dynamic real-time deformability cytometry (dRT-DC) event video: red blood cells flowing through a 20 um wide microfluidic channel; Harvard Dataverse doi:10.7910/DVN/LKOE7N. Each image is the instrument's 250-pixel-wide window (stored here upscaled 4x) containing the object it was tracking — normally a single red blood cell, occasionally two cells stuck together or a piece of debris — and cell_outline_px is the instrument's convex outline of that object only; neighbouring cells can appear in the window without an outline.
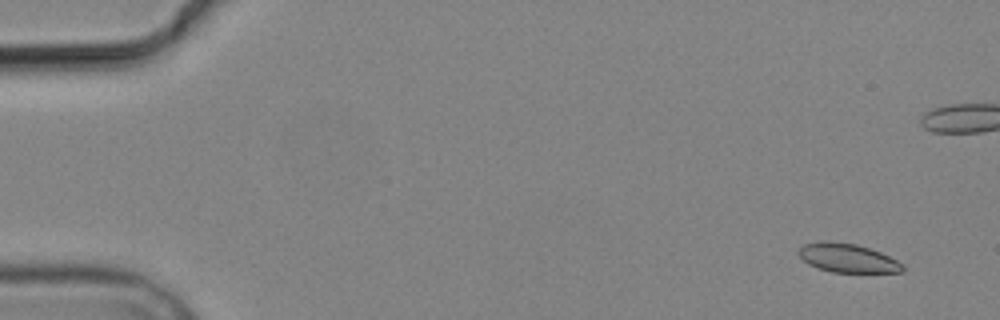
{"species": "common noctule bat (a hibernating species)", "species_latin": "Nyctalus noctula", "temperature_condition": "cold", "stored_images_in_passage": 8, "camera_frame_rate_fps": 3000, "um_per_image_px": 0.085, "animal": {"sex": "male", "body_mass_g": 19.2, "forearm_length_mm": 51.8}, "frame": {"image": 1, "passage_image": 1, "time_ms": 0.0, "image_size_px": [1000, 320], "cell_outline_px": [[904, 272], [832, 272], [808, 264], [796, 252], [804, 244], [820, 240], [828, 240], [856, 244], [880, 252], [904, 264]], "centroid_in_image_um": [72.03, 21.92], "position_along_channel_um": 13.0, "area_um2": 17.46}}
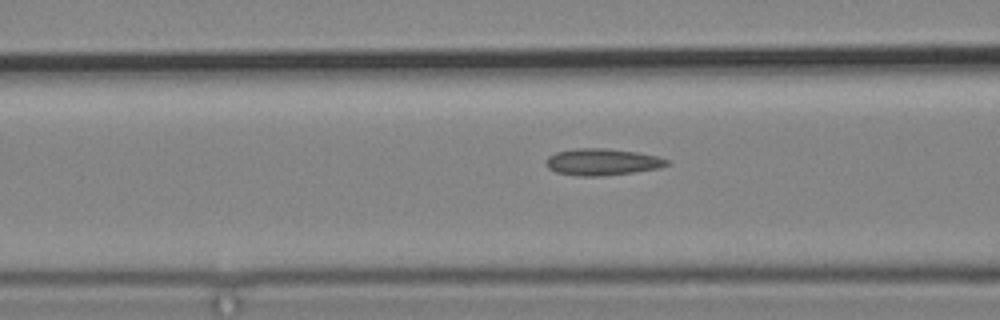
{"frame": {"image": 2, "passage_image": 7, "time_ms": 8.0, "image_size_px": [1000, 320], "cell_outline_px": [[672, 164], [660, 168], [632, 172], [600, 176], [580, 176], [556, 172], [548, 168], [544, 164], [544, 160], [548, 156], [556, 152], [576, 148], [604, 148], [636, 152], [656, 156], [668, 160]], "centroid_in_image_um": [51.16, 13.76], "position_along_channel_um": 115.4, "area_um2": 18.84}}
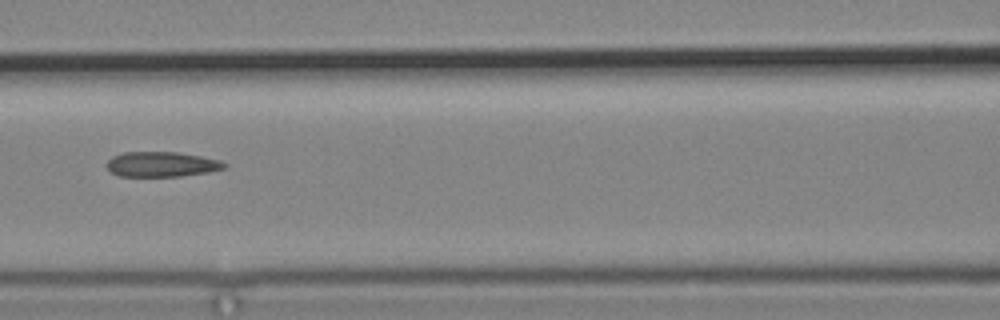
{"frame": {"image": 3, "passage_image": 8, "time_ms": 9.0, "image_size_px": [1000, 320], "cell_outline_px": [[228, 164], [224, 168], [208, 172], [180, 176], [120, 176], [112, 172], [104, 164], [112, 156], [124, 152], [176, 152], [200, 156], [220, 160]], "centroid_in_image_um": [13.72, 13.96], "position_along_channel_um": 152.9, "area_um2": 17.11}}